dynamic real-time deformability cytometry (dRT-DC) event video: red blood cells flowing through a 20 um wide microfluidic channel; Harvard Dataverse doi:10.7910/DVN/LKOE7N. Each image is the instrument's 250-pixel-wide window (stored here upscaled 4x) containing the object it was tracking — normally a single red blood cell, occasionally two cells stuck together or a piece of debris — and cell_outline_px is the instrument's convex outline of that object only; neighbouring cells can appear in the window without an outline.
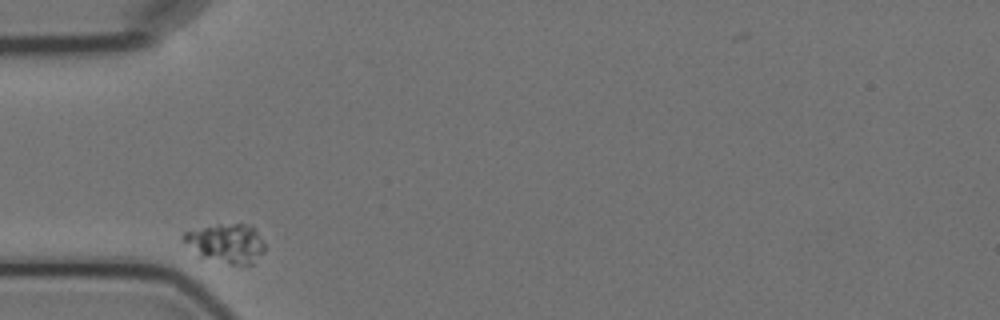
{"species": "Egyptian fruit bat (a non-hibernating species)", "species_latin": "Rousettus aegyptiacus", "temperature_condition": "cold", "stored_images_in_passage": 3, "camera_frame_rate_fps": 3000, "um_per_image_px": 0.085, "animal": {"sex": "female"}, "frame": {"image": 1, "passage_image": 1, "time_ms": 0.0, "image_size_px": [1000, 320], "cell_outline_px": [[264, 252], [252, 264], [232, 264], [204, 256], [184, 240], [180, 236], [184, 232], [204, 228], [236, 224], [252, 224], [264, 244]], "centroid_in_image_um": [19.33, 20.67], "position_along_channel_um": 65.7, "area_um2": 17.4}}
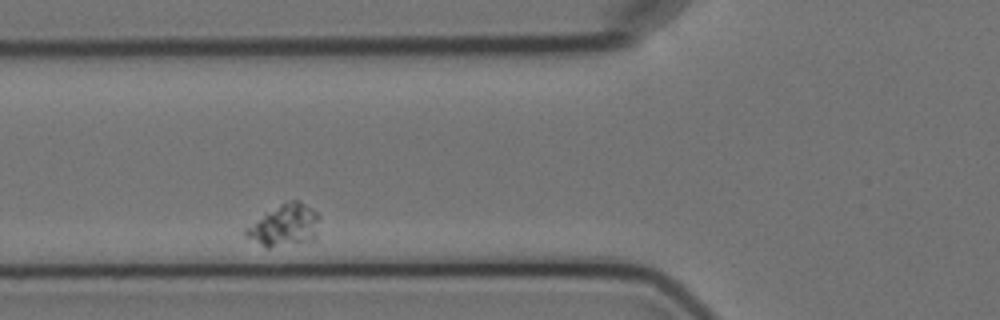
{"frame": {"image": 2, "passage_image": 2, "time_ms": 1.333, "image_size_px": [1000, 320], "cell_outline_px": [[320, 216], [316, 236], [312, 240], [300, 244], [268, 248], [244, 236], [244, 228], [284, 204], [292, 200], [300, 200], [312, 208]], "centroid_in_image_um": [24.24, 19.2], "position_along_channel_um": 101.6, "area_um2": 17.63}}